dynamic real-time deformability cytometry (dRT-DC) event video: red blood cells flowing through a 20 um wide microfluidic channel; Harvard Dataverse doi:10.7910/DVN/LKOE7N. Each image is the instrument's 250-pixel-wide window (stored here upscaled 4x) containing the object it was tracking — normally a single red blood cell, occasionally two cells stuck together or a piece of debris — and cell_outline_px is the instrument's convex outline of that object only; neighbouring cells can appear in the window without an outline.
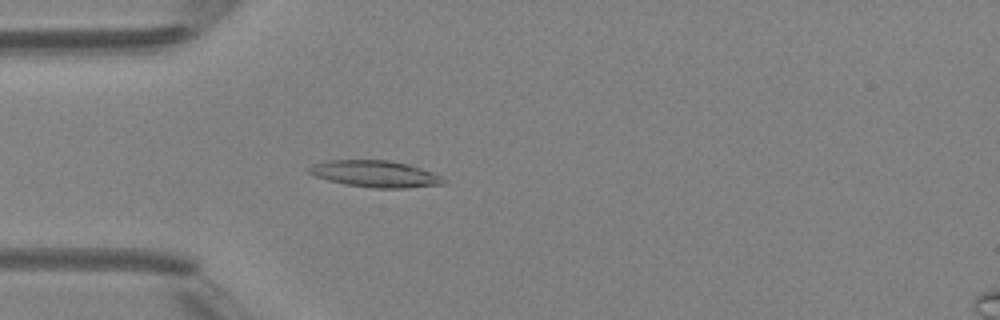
{"species": "Egyptian fruit bat (a non-hibernating species)", "species_latin": "Rousettus aegyptiacus", "temperature_condition": "room temperature", "stored_images_in_passage": 3, "camera_frame_rate_fps": 3000, "um_per_image_px": 0.085, "animal": {"sex": "female"}, "frame": {"image": 1, "passage_image": 3, "time_ms": 3.0, "image_size_px": [1000, 320], "cell_outline_px": [[444, 184], [404, 188], [372, 188], [344, 184], [328, 180], [316, 176], [308, 172], [308, 168], [312, 164], [328, 160], [388, 160], [408, 164], [432, 172], [440, 176], [444, 180]], "centroid_in_image_um": [31.86, 14.78], "position_along_channel_um": 53.1, "area_um2": 20.75}}